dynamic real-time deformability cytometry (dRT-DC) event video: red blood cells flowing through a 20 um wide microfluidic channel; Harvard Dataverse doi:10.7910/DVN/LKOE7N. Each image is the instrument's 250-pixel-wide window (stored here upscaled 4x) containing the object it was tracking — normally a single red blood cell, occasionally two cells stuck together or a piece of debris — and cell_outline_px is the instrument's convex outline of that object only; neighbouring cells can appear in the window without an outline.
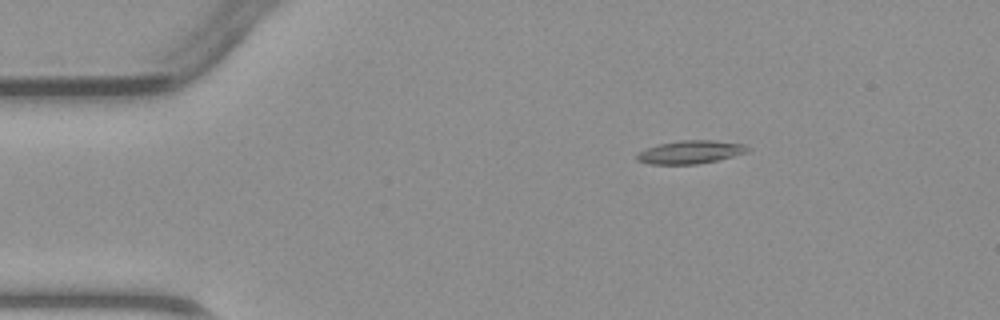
{"species": "common noctule bat (a hibernating species)", "species_latin": "Nyctalus noctula", "temperature_condition": "warm", "stored_images_in_passage": 40, "camera_frame_rate_fps": 3000, "um_per_image_px": 0.085, "animal": {"sex": "male", "body_mass_g": 23.1, "forearm_length_mm": 52.7}, "frame": {"image": 1, "passage_image": 1, "time_ms": 0.0, "image_size_px": [1000, 320], "cell_outline_px": [[748, 152], [716, 160], [696, 164], [648, 164], [636, 160], [636, 156], [640, 152], [648, 148], [660, 144], [680, 140], [708, 140], [744, 144], [748, 148]], "centroid_in_image_um": [58.66, 12.93], "position_along_channel_um": 26.3, "area_um2": 14.62}}
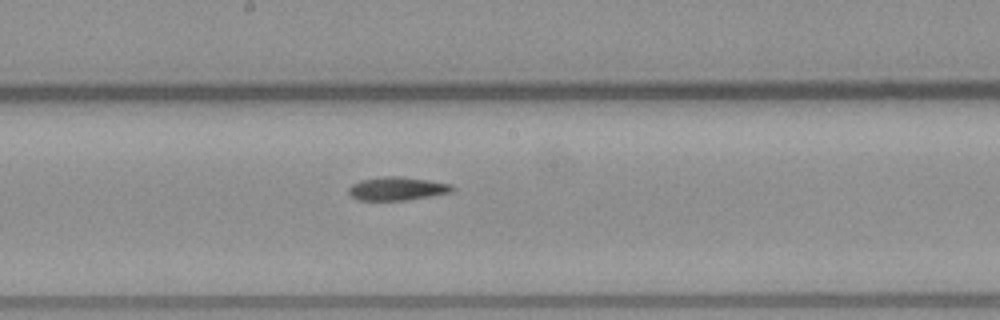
{"frame": {"image": 2, "passage_image": 18, "time_ms": 5.667, "image_size_px": [1000, 320], "cell_outline_px": [[456, 188], [452, 192], [432, 196], [404, 200], [360, 200], [352, 196], [348, 192], [348, 188], [352, 184], [360, 180], [384, 176], [396, 176], [428, 180], [452, 184]], "centroid_in_image_um": [33.78, 16.03], "position_along_channel_um": 214.4, "area_um2": 14.1}}
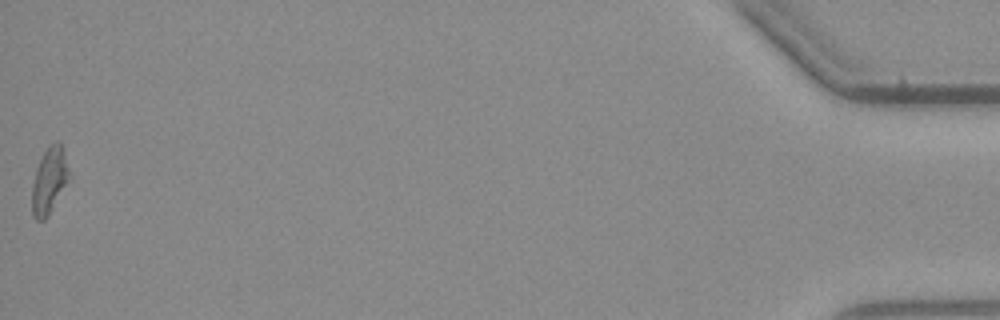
{"frame": {"image": 3, "passage_image": 40, "time_ms": 13.0, "image_size_px": [1000, 320], "cell_outline_px": [[72, 176], [48, 216], [44, 220], [36, 220], [32, 216], [32, 184], [36, 168], [48, 144], [56, 140], [60, 140], [64, 148]], "centroid_in_image_um": [4.23, 15.3], "position_along_channel_um": 431.0, "area_um2": 14.91}}